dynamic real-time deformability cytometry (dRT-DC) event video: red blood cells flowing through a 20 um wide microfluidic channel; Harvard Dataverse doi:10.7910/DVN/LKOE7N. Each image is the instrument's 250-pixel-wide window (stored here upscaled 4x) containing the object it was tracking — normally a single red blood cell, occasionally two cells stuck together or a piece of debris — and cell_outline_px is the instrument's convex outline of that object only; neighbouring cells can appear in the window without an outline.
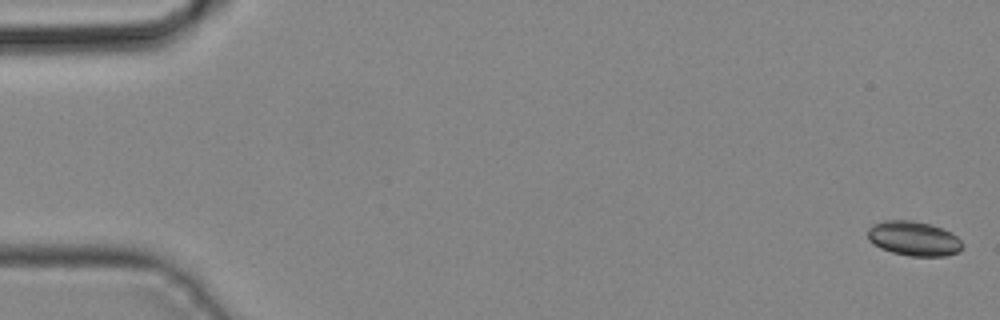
{"species": "common noctule bat (a hibernating species)", "species_latin": "Nyctalus noctula", "temperature_condition": "cold", "stored_images_in_passage": 32, "camera_frame_rate_fps": 3000, "um_per_image_px": 0.085, "animal": {"sex": "male", "body_mass_g": 19.2, "forearm_length_mm": 51.8}, "frame": {"image": 1, "passage_image": 1, "time_ms": 0.0, "image_size_px": [1000, 320], "cell_outline_px": [[960, 248], [952, 252], [932, 256], [920, 256], [896, 252], [884, 248], [876, 244], [868, 236], [880, 224], [924, 224], [948, 232], [960, 244]], "centroid_in_image_um": [77.72, 20.36], "position_along_channel_um": 7.3, "area_um2": 15.84}}
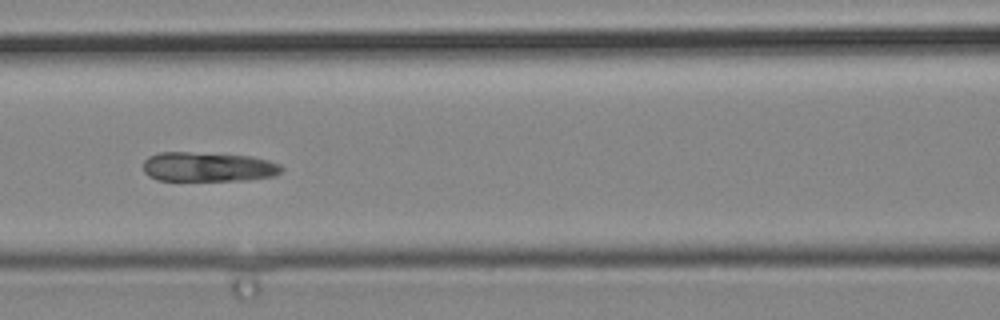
{"frame": {"image": 2, "passage_image": 19, "time_ms": 6.0, "image_size_px": [1000, 320], "cell_outline_px": [[276, 172], [256, 176], [220, 180], [164, 180], [152, 176], [144, 168], [144, 164], [152, 156], [228, 156], [256, 160], [268, 164], [276, 168]], "centroid_in_image_um": [17.44, 14.26], "position_along_channel_um": 149.2, "area_um2": 19.13}}
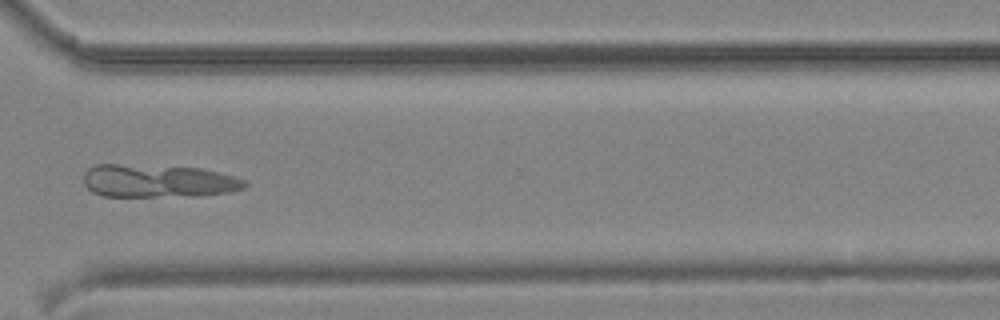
{"frame": {"image": 3, "passage_image": 32, "time_ms": 10.333, "image_size_px": [1000, 320], "cell_outline_px": [[240, 184], [232, 188], [212, 192], [144, 196], [112, 196], [96, 192], [92, 188], [108, 168], [188, 168], [204, 172]], "centroid_in_image_um": [13.49, 15.48], "position_along_channel_um": 357.1, "area_um2": 23.12}}